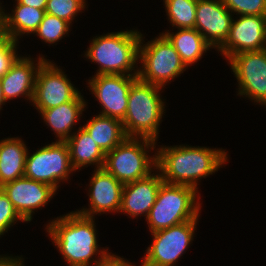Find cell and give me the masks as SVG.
Here are the masks:
<instances>
[{"label":"cell","instance_id":"cell-5","mask_svg":"<svg viewBox=\"0 0 266 266\" xmlns=\"http://www.w3.org/2000/svg\"><path fill=\"white\" fill-rule=\"evenodd\" d=\"M197 190L186 185L162 182L156 202L147 216L150 232L159 231L198 218Z\"/></svg>","mask_w":266,"mask_h":266},{"label":"cell","instance_id":"cell-21","mask_svg":"<svg viewBox=\"0 0 266 266\" xmlns=\"http://www.w3.org/2000/svg\"><path fill=\"white\" fill-rule=\"evenodd\" d=\"M65 142L68 145L71 164L75 170L87 166V164H95L97 169L103 168L106 154L83 127H79L78 133H73Z\"/></svg>","mask_w":266,"mask_h":266},{"label":"cell","instance_id":"cell-30","mask_svg":"<svg viewBox=\"0 0 266 266\" xmlns=\"http://www.w3.org/2000/svg\"><path fill=\"white\" fill-rule=\"evenodd\" d=\"M17 220L24 221L16 212L8 196L0 188V236L7 232L8 228Z\"/></svg>","mask_w":266,"mask_h":266},{"label":"cell","instance_id":"cell-32","mask_svg":"<svg viewBox=\"0 0 266 266\" xmlns=\"http://www.w3.org/2000/svg\"><path fill=\"white\" fill-rule=\"evenodd\" d=\"M18 3L45 10L47 0H16Z\"/></svg>","mask_w":266,"mask_h":266},{"label":"cell","instance_id":"cell-3","mask_svg":"<svg viewBox=\"0 0 266 266\" xmlns=\"http://www.w3.org/2000/svg\"><path fill=\"white\" fill-rule=\"evenodd\" d=\"M140 40L137 31L108 33L93 39L85 55L100 66L96 75H138V70L130 72L139 60Z\"/></svg>","mask_w":266,"mask_h":266},{"label":"cell","instance_id":"cell-29","mask_svg":"<svg viewBox=\"0 0 266 266\" xmlns=\"http://www.w3.org/2000/svg\"><path fill=\"white\" fill-rule=\"evenodd\" d=\"M231 13L241 15H266V0H222Z\"/></svg>","mask_w":266,"mask_h":266},{"label":"cell","instance_id":"cell-1","mask_svg":"<svg viewBox=\"0 0 266 266\" xmlns=\"http://www.w3.org/2000/svg\"><path fill=\"white\" fill-rule=\"evenodd\" d=\"M156 169L164 182L197 188V180L214 173L228 158L225 151L206 147L160 148Z\"/></svg>","mask_w":266,"mask_h":266},{"label":"cell","instance_id":"cell-31","mask_svg":"<svg viewBox=\"0 0 266 266\" xmlns=\"http://www.w3.org/2000/svg\"><path fill=\"white\" fill-rule=\"evenodd\" d=\"M99 254H101V257L98 260L94 261L93 266H134L129 263L128 260L125 261L123 260L124 258L115 256L114 254L111 255L106 250H101Z\"/></svg>","mask_w":266,"mask_h":266},{"label":"cell","instance_id":"cell-24","mask_svg":"<svg viewBox=\"0 0 266 266\" xmlns=\"http://www.w3.org/2000/svg\"><path fill=\"white\" fill-rule=\"evenodd\" d=\"M11 14L4 16V30L12 40L18 41V36L25 33H33L38 29L43 20L45 10L26 6L17 2L16 8Z\"/></svg>","mask_w":266,"mask_h":266},{"label":"cell","instance_id":"cell-33","mask_svg":"<svg viewBox=\"0 0 266 266\" xmlns=\"http://www.w3.org/2000/svg\"><path fill=\"white\" fill-rule=\"evenodd\" d=\"M21 257H0V266H22L23 261Z\"/></svg>","mask_w":266,"mask_h":266},{"label":"cell","instance_id":"cell-23","mask_svg":"<svg viewBox=\"0 0 266 266\" xmlns=\"http://www.w3.org/2000/svg\"><path fill=\"white\" fill-rule=\"evenodd\" d=\"M163 34L173 44L187 67L201 59L203 53L212 47L195 28L180 29L175 34L169 32Z\"/></svg>","mask_w":266,"mask_h":266},{"label":"cell","instance_id":"cell-8","mask_svg":"<svg viewBox=\"0 0 266 266\" xmlns=\"http://www.w3.org/2000/svg\"><path fill=\"white\" fill-rule=\"evenodd\" d=\"M27 153L24 176L50 185L57 190L59 181L68 179L72 167L70 152L65 141H56L38 149L31 156Z\"/></svg>","mask_w":266,"mask_h":266},{"label":"cell","instance_id":"cell-17","mask_svg":"<svg viewBox=\"0 0 266 266\" xmlns=\"http://www.w3.org/2000/svg\"><path fill=\"white\" fill-rule=\"evenodd\" d=\"M162 182L161 173L157 175L150 173L145 178L124 184L119 212L124 214L126 212L132 217L146 213L147 218L156 202Z\"/></svg>","mask_w":266,"mask_h":266},{"label":"cell","instance_id":"cell-13","mask_svg":"<svg viewBox=\"0 0 266 266\" xmlns=\"http://www.w3.org/2000/svg\"><path fill=\"white\" fill-rule=\"evenodd\" d=\"M266 49V15H241L233 19L229 36L218 49L228 59L242 52Z\"/></svg>","mask_w":266,"mask_h":266},{"label":"cell","instance_id":"cell-15","mask_svg":"<svg viewBox=\"0 0 266 266\" xmlns=\"http://www.w3.org/2000/svg\"><path fill=\"white\" fill-rule=\"evenodd\" d=\"M230 11L222 0H197V29L205 40L219 49L227 40L233 21Z\"/></svg>","mask_w":266,"mask_h":266},{"label":"cell","instance_id":"cell-2","mask_svg":"<svg viewBox=\"0 0 266 266\" xmlns=\"http://www.w3.org/2000/svg\"><path fill=\"white\" fill-rule=\"evenodd\" d=\"M93 219L75 211L47 225V232L70 266H89L98 252Z\"/></svg>","mask_w":266,"mask_h":266},{"label":"cell","instance_id":"cell-35","mask_svg":"<svg viewBox=\"0 0 266 266\" xmlns=\"http://www.w3.org/2000/svg\"><path fill=\"white\" fill-rule=\"evenodd\" d=\"M4 102H7V101L5 100L4 95H3L1 79H0V110H1V105L4 104Z\"/></svg>","mask_w":266,"mask_h":266},{"label":"cell","instance_id":"cell-28","mask_svg":"<svg viewBox=\"0 0 266 266\" xmlns=\"http://www.w3.org/2000/svg\"><path fill=\"white\" fill-rule=\"evenodd\" d=\"M16 46L17 41L12 40L4 29H0V77L4 76L19 58Z\"/></svg>","mask_w":266,"mask_h":266},{"label":"cell","instance_id":"cell-11","mask_svg":"<svg viewBox=\"0 0 266 266\" xmlns=\"http://www.w3.org/2000/svg\"><path fill=\"white\" fill-rule=\"evenodd\" d=\"M80 95L64 72L47 60L39 67L33 104L40 111L57 107L60 104L75 100Z\"/></svg>","mask_w":266,"mask_h":266},{"label":"cell","instance_id":"cell-25","mask_svg":"<svg viewBox=\"0 0 266 266\" xmlns=\"http://www.w3.org/2000/svg\"><path fill=\"white\" fill-rule=\"evenodd\" d=\"M168 20L179 29H192L196 21L197 0H164Z\"/></svg>","mask_w":266,"mask_h":266},{"label":"cell","instance_id":"cell-7","mask_svg":"<svg viewBox=\"0 0 266 266\" xmlns=\"http://www.w3.org/2000/svg\"><path fill=\"white\" fill-rule=\"evenodd\" d=\"M141 41L142 34L139 44V59L144 69H138V78L141 81L162 88L166 85L165 83L185 71L187 66L164 34L144 44L145 46L141 45Z\"/></svg>","mask_w":266,"mask_h":266},{"label":"cell","instance_id":"cell-22","mask_svg":"<svg viewBox=\"0 0 266 266\" xmlns=\"http://www.w3.org/2000/svg\"><path fill=\"white\" fill-rule=\"evenodd\" d=\"M83 128L105 154L127 138L121 120L100 114L89 120Z\"/></svg>","mask_w":266,"mask_h":266},{"label":"cell","instance_id":"cell-10","mask_svg":"<svg viewBox=\"0 0 266 266\" xmlns=\"http://www.w3.org/2000/svg\"><path fill=\"white\" fill-rule=\"evenodd\" d=\"M228 60L240 86L238 94L266 106V49L242 52Z\"/></svg>","mask_w":266,"mask_h":266},{"label":"cell","instance_id":"cell-27","mask_svg":"<svg viewBox=\"0 0 266 266\" xmlns=\"http://www.w3.org/2000/svg\"><path fill=\"white\" fill-rule=\"evenodd\" d=\"M85 4V0H47L45 12L71 23Z\"/></svg>","mask_w":266,"mask_h":266},{"label":"cell","instance_id":"cell-4","mask_svg":"<svg viewBox=\"0 0 266 266\" xmlns=\"http://www.w3.org/2000/svg\"><path fill=\"white\" fill-rule=\"evenodd\" d=\"M161 87L137 78L128 94L125 118L122 120L127 137L156 141L160 119L164 112L159 91Z\"/></svg>","mask_w":266,"mask_h":266},{"label":"cell","instance_id":"cell-18","mask_svg":"<svg viewBox=\"0 0 266 266\" xmlns=\"http://www.w3.org/2000/svg\"><path fill=\"white\" fill-rule=\"evenodd\" d=\"M46 61L39 57L38 63L34 65L31 58H19L11 66L10 70L2 77L1 85L5 100L23 96L33 100L36 75L39 67ZM38 65V66H37Z\"/></svg>","mask_w":266,"mask_h":266},{"label":"cell","instance_id":"cell-16","mask_svg":"<svg viewBox=\"0 0 266 266\" xmlns=\"http://www.w3.org/2000/svg\"><path fill=\"white\" fill-rule=\"evenodd\" d=\"M94 172L90 180L91 207L76 212L86 217H93L95 213L119 211L124 184L104 168H96Z\"/></svg>","mask_w":266,"mask_h":266},{"label":"cell","instance_id":"cell-6","mask_svg":"<svg viewBox=\"0 0 266 266\" xmlns=\"http://www.w3.org/2000/svg\"><path fill=\"white\" fill-rule=\"evenodd\" d=\"M141 140L127 137L105 155L103 168L123 184L147 177L151 168L156 167V154L155 157H148L145 149L150 147L153 150L155 141L148 138Z\"/></svg>","mask_w":266,"mask_h":266},{"label":"cell","instance_id":"cell-20","mask_svg":"<svg viewBox=\"0 0 266 266\" xmlns=\"http://www.w3.org/2000/svg\"><path fill=\"white\" fill-rule=\"evenodd\" d=\"M27 153L20 138L0 141V187L24 176Z\"/></svg>","mask_w":266,"mask_h":266},{"label":"cell","instance_id":"cell-34","mask_svg":"<svg viewBox=\"0 0 266 266\" xmlns=\"http://www.w3.org/2000/svg\"><path fill=\"white\" fill-rule=\"evenodd\" d=\"M4 16H5V13L3 12L0 6V29H4Z\"/></svg>","mask_w":266,"mask_h":266},{"label":"cell","instance_id":"cell-14","mask_svg":"<svg viewBox=\"0 0 266 266\" xmlns=\"http://www.w3.org/2000/svg\"><path fill=\"white\" fill-rule=\"evenodd\" d=\"M0 188L8 196L24 222L31 221L33 210L45 206L56 194V190L50 185L25 176L7 182Z\"/></svg>","mask_w":266,"mask_h":266},{"label":"cell","instance_id":"cell-9","mask_svg":"<svg viewBox=\"0 0 266 266\" xmlns=\"http://www.w3.org/2000/svg\"><path fill=\"white\" fill-rule=\"evenodd\" d=\"M197 221L198 218L153 232L142 266H174L193 240Z\"/></svg>","mask_w":266,"mask_h":266},{"label":"cell","instance_id":"cell-19","mask_svg":"<svg viewBox=\"0 0 266 266\" xmlns=\"http://www.w3.org/2000/svg\"><path fill=\"white\" fill-rule=\"evenodd\" d=\"M85 105L86 103L80 94L75 100L43 110L40 114L46 124L48 123L47 125L59 137L58 141H66L71 136V129L79 120L78 117L84 111Z\"/></svg>","mask_w":266,"mask_h":266},{"label":"cell","instance_id":"cell-12","mask_svg":"<svg viewBox=\"0 0 266 266\" xmlns=\"http://www.w3.org/2000/svg\"><path fill=\"white\" fill-rule=\"evenodd\" d=\"M138 75H95L89 80L92 90L103 107L100 115L123 120L126 115L128 94Z\"/></svg>","mask_w":266,"mask_h":266},{"label":"cell","instance_id":"cell-26","mask_svg":"<svg viewBox=\"0 0 266 266\" xmlns=\"http://www.w3.org/2000/svg\"><path fill=\"white\" fill-rule=\"evenodd\" d=\"M70 23L54 15L45 13L38 29L34 32L46 43L53 44L58 42L68 33Z\"/></svg>","mask_w":266,"mask_h":266}]
</instances>
